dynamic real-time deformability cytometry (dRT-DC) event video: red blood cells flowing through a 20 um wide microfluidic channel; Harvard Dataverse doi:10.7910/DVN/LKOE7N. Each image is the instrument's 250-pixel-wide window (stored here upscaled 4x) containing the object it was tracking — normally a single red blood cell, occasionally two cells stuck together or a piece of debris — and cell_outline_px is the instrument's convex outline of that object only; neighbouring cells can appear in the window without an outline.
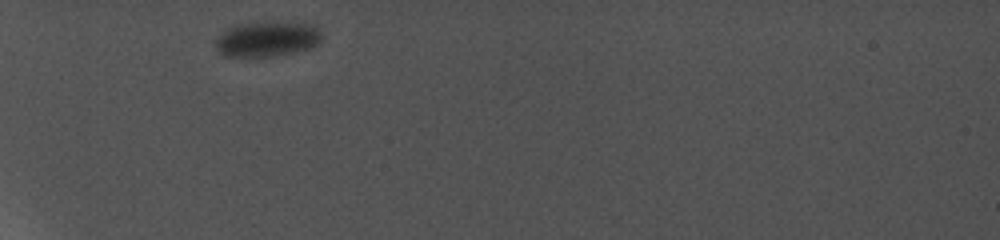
{"species": "common noctule bat (a hibernating species)", "species_latin": "Nyctalus noctula", "temperature_condition": "cold", "stored_images_in_passage": 3, "camera_frame_rate_fps": 5000, "um_per_image_px": 0.085, "animal": {"sex": "female", "body_mass_g": 19.0, "forearm_length_mm": 56.7}, "frame": {"image": 1, "passage_image": 1, "time_ms": 0.0, "image_size_px": [1000, 240], "cell_outline_px": [[320, 40], [316, 44], [308, 48], [296, 52], [276, 56], [224, 56], [216, 48], [216, 40], [228, 28], [240, 24], [264, 20], [272, 20], [312, 24], [320, 32]], "centroid_in_image_um": [22.71, 3.29], "position_along_channel_um": 62.3, "area_um2": 21.91}}